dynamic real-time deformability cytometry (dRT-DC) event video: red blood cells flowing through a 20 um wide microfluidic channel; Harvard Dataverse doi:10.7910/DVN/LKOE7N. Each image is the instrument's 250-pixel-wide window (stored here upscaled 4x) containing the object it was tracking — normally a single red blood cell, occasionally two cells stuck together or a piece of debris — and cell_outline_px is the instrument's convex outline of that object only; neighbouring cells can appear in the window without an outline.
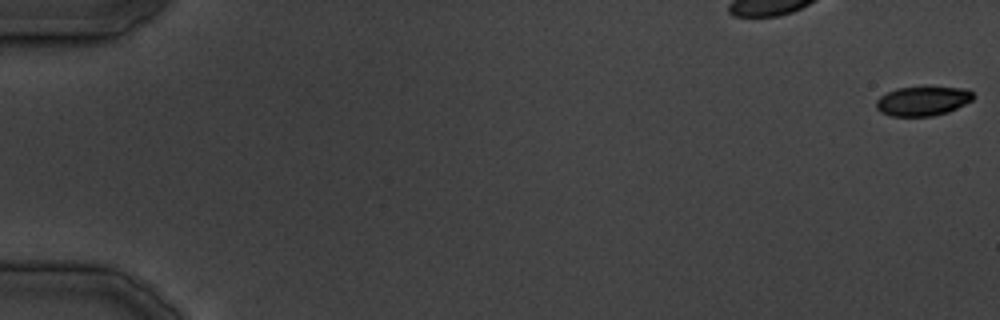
{"species": "common noctule bat (a hibernating species)", "species_latin": "Nyctalus noctula", "temperature_condition": "cold", "stored_images_in_passage": 36, "camera_frame_rate_fps": 3000, "um_per_image_px": 0.085, "animal": {"sex": "male", "body_mass_g": 19.5, "forearm_length_mm": 54.6}, "frame": {"image": 1, "passage_image": 1, "time_ms": 0.0, "image_size_px": [1000, 320], "cell_outline_px": [[976, 96], [972, 100], [948, 112], [932, 116], [892, 116], [880, 112], [876, 108], [876, 100], [880, 96], [896, 88], [968, 88]], "centroid_in_image_um": [78.43, 8.6], "position_along_channel_um": 6.6, "area_um2": 16.42}}
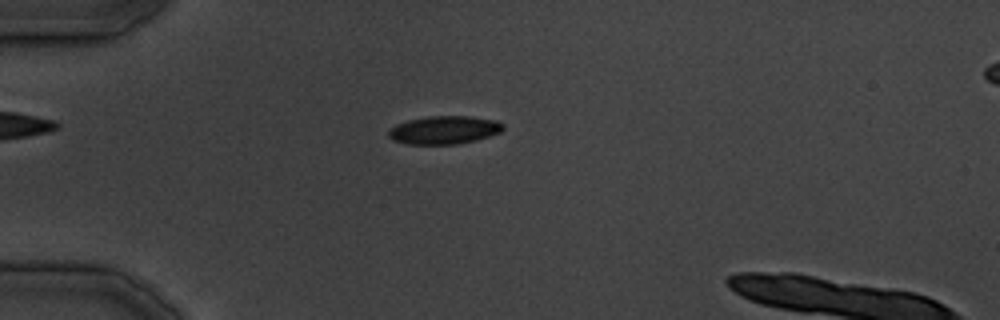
{"frame": {"image": 2, "passage_image": 11, "time_ms": 12.667, "image_size_px": [1000, 320], "cell_outline_px": [[504, 128], [500, 132], [476, 140], [456, 144], [408, 144], [392, 140], [388, 136], [388, 132], [396, 124], [408, 120], [428, 116], [468, 116], [496, 120], [504, 124]], "centroid_in_image_um": [37.75, 11.05], "position_along_channel_um": 47.2, "area_um2": 18.73}}